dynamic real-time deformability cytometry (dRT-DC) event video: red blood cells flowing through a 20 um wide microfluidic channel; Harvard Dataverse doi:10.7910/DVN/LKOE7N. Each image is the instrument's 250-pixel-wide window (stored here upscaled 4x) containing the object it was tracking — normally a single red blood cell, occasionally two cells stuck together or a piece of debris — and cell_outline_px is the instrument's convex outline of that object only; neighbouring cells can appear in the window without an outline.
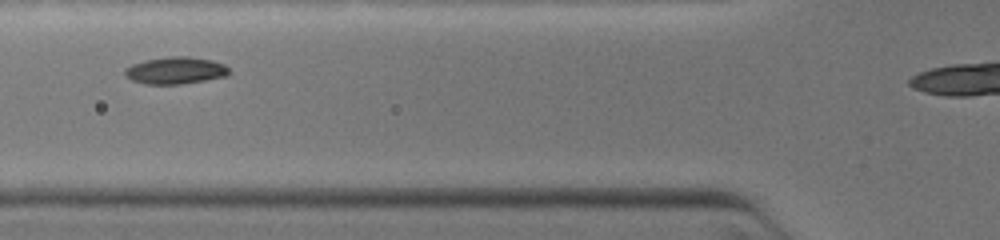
{"species": "common noctule bat (a hibernating species)", "species_latin": "Nyctalus noctula", "temperature_condition": "warm", "stored_images_in_passage": 6, "camera_frame_rate_fps": 3000, "um_per_image_px": 0.085, "animal": {"sex": "female", "body_mass_g": 19.0, "forearm_length_mm": 51.5}, "frame": {"image": 1, "passage_image": 2, "time_ms": 0.333, "image_size_px": [1000, 240], "cell_outline_px": [[228, 76], [180, 84], [144, 84], [132, 80], [124, 76], [124, 68], [132, 64], [144, 60], [168, 56], [188, 56], [212, 60], [224, 64], [228, 68]], "centroid_in_image_um": [14.88, 5.98], "position_along_channel_um": 110.9, "area_um2": 16.53}}